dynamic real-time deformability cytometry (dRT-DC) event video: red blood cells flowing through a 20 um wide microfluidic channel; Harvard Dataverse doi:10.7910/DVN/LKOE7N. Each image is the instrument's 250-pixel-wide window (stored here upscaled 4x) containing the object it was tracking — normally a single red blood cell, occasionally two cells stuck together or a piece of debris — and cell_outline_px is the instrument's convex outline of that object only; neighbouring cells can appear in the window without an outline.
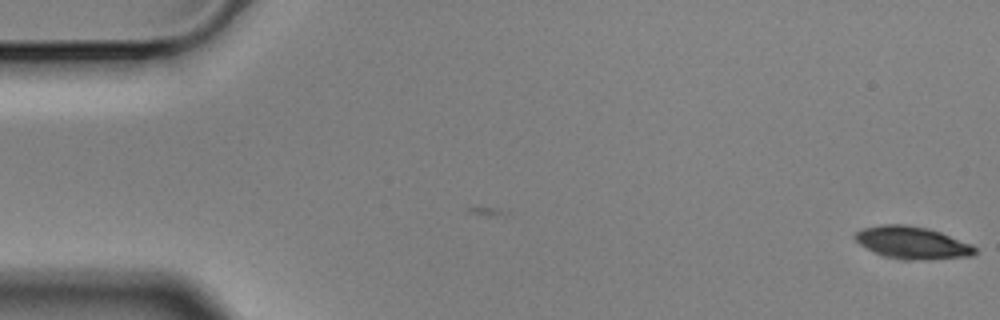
{"species": "Egyptian fruit bat (a non-hibernating species)", "species_latin": "Rousettus aegyptiacus", "temperature_condition": "cold", "stored_images_in_passage": 3, "camera_frame_rate_fps": 3000, "um_per_image_px": 0.085, "animal": {"sex": "male"}, "frame": {"image": 1, "passage_image": 3, "time_ms": 0.667, "image_size_px": [1000, 320], "cell_outline_px": [[976, 252], [972, 256], [932, 260], [904, 260], [888, 256], [876, 252], [860, 244], [852, 236], [860, 228], [880, 224], [904, 224], [928, 228], [940, 232], [972, 244], [976, 248]], "centroid_in_image_um": [77.56, 20.62], "position_along_channel_um": 7.4, "area_um2": 22.72}}